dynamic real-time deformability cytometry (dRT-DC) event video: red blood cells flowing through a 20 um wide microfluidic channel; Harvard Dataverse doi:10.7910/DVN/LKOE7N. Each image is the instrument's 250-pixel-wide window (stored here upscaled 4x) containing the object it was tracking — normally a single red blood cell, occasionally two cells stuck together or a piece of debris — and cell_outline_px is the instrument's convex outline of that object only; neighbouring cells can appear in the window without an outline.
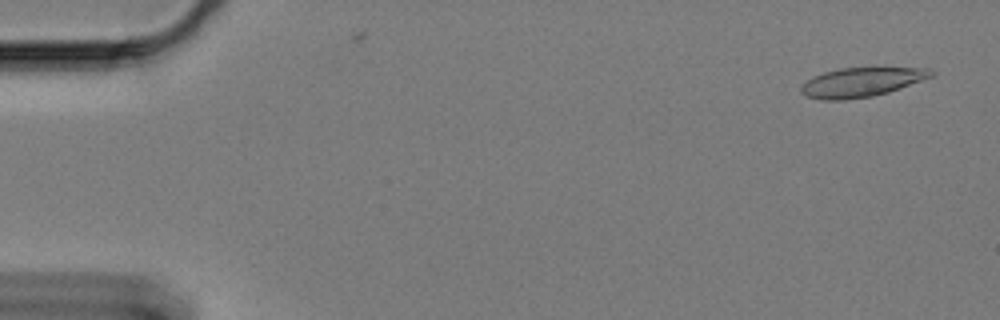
{"species": "Egyptian fruit bat (a non-hibernating species)", "species_latin": "Rousettus aegyptiacus", "temperature_condition": "cold", "stored_images_in_passage": 6, "camera_frame_rate_fps": 3000, "um_per_image_px": 0.085, "animal": {"sex": "female"}, "frame": {"image": 1, "passage_image": 3, "time_ms": 0.667, "image_size_px": [1000, 320], "cell_outline_px": [[936, 72], [932, 76], [900, 88], [888, 92], [872, 96], [844, 100], [820, 100], [808, 96], [800, 92], [800, 88], [808, 80], [824, 72], [840, 68], [928, 68]], "centroid_in_image_um": [73.22, 6.99], "position_along_channel_um": 11.8, "area_um2": 21.85}}